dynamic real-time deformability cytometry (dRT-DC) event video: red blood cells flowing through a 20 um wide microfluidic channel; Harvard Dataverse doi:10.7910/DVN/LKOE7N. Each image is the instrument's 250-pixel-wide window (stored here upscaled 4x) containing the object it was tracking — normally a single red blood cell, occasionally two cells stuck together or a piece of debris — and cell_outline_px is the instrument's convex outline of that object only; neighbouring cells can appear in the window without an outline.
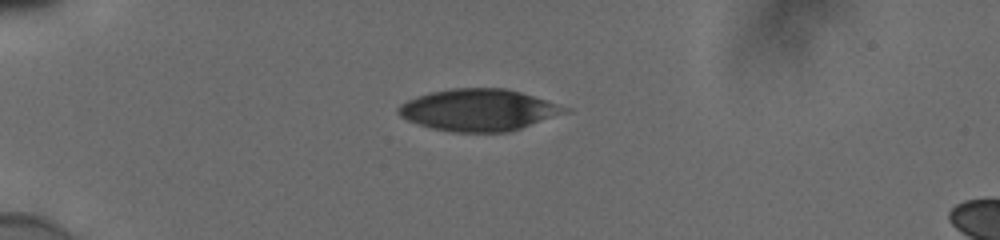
{"species": "human", "species_latin": "Homo sapiens", "temperature_condition": "cold", "stored_images_in_passage": 40, "camera_frame_rate_fps": 3000, "um_per_image_px": 0.085, "donor": {"sex": "male"}, "frame": {"image": 1, "passage_image": 1, "time_ms": 0.0, "image_size_px": [1000, 240], "cell_outline_px": [[572, 112], [508, 132], [456, 132], [432, 128], [408, 120], [400, 116], [396, 112], [396, 108], [400, 104], [416, 96], [432, 92], [452, 88], [504, 88], [520, 92], [572, 108]], "centroid_in_image_um": [40.73, 9.35], "position_along_channel_um": 44.3, "area_um2": 40.63}}
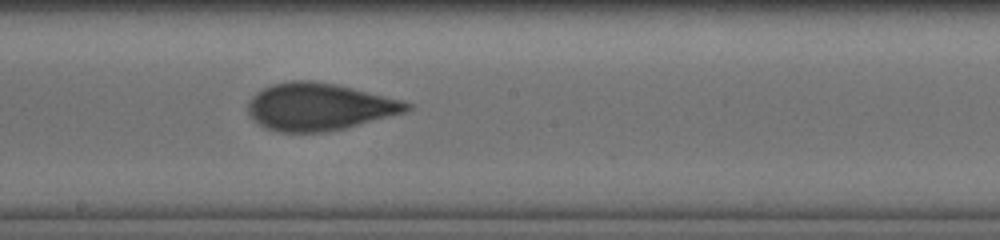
{"frame": {"image": 2, "passage_image": 18, "time_ms": 5.667, "image_size_px": [1000, 240], "cell_outline_px": [[412, 108], [404, 112], [344, 128], [324, 132], [280, 132], [268, 128], [260, 124], [248, 112], [248, 100], [256, 92], [272, 84], [292, 80], [312, 80], [336, 84], [404, 100], [412, 104]], "centroid_in_image_um": [27.13, 9.06], "position_along_channel_um": 221.1, "area_um2": 43.47}}
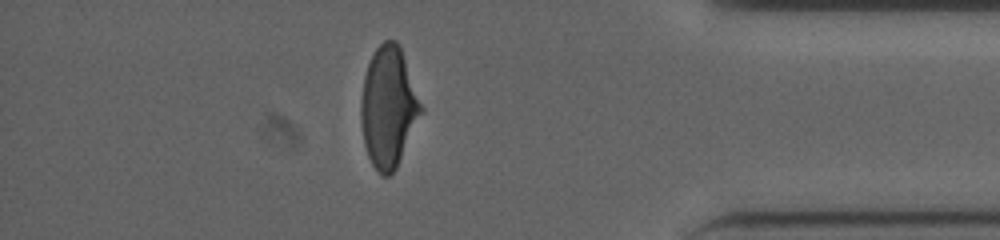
{"frame": {"image": 3, "passage_image": 34, "time_ms": 11.0, "image_size_px": [1000, 240], "cell_outline_px": [[424, 112], [396, 168], [388, 176], [384, 176], [372, 164], [368, 156], [364, 144], [360, 124], [360, 100], [364, 76], [368, 64], [376, 48], [384, 40], [396, 40], [400, 48], [424, 108]], "centroid_in_image_um": [33.02, 9.12], "position_along_channel_um": 402.2, "area_um2": 42.31}, "authors_computed_cell_mechanics": {"area_um2": 43.061, "velocity_mm_per_s": 3.8698, "shape_relaxation_time_tau1_ms": 3.8586, "shape_relaxation_time_tau2_ms": 1.2662, "deformation_change_tau1": 0.1561, "deformation_change_tau2": 0.0775}}